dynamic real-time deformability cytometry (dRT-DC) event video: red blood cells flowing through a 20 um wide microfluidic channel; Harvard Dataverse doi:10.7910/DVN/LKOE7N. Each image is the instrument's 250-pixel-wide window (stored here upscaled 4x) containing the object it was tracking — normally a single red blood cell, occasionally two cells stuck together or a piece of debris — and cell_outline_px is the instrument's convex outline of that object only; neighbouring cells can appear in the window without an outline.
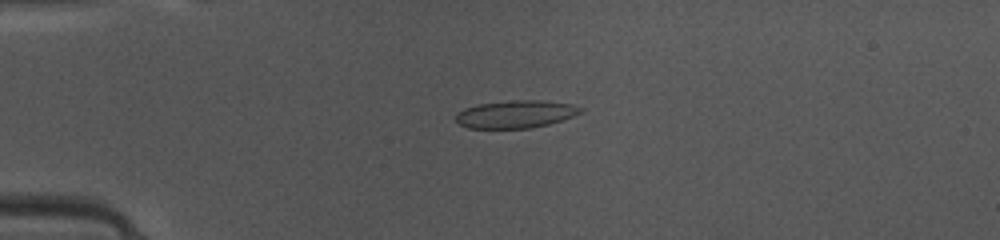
{"species": "common noctule bat (a hibernating species)", "species_latin": "Nyctalus noctula", "temperature_condition": "warm", "stored_images_in_passage": 48, "camera_frame_rate_fps": 3000, "um_per_image_px": 0.085, "animal": {"sex": "female", "body_mass_g": 10.0, "forearm_length_mm": 53.1}, "frame": {"image": 1, "passage_image": 12, "time_ms": 3.667, "image_size_px": [1000, 240], "cell_outline_px": [[584, 108], [580, 112], [572, 116], [548, 124], [528, 128], [468, 128], [460, 124], [456, 120], [456, 112], [464, 108], [480, 104], [512, 100], [540, 100], [572, 104]], "centroid_in_image_um": [43.81, 9.7], "position_along_channel_um": 41.2, "area_um2": 19.88}}
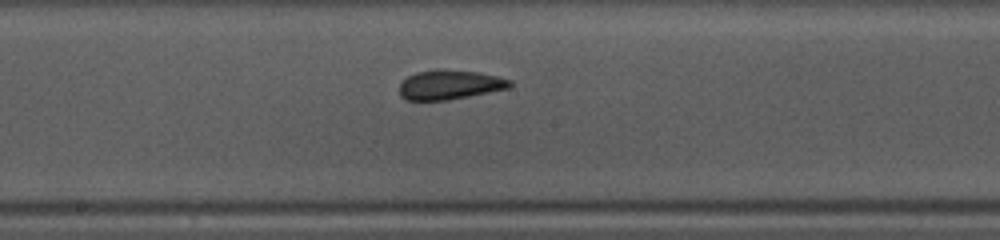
{"frame": {"image": 2, "passage_image": 26, "time_ms": 8.333, "image_size_px": [1000, 240], "cell_outline_px": [[512, 84], [508, 88], [448, 100], [408, 100], [400, 96], [400, 84], [408, 76], [416, 72], [436, 68], [444, 68], [480, 72], [512, 80]], "centroid_in_image_um": [38.21, 7.18], "position_along_channel_um": 210.0, "area_um2": 19.07}}
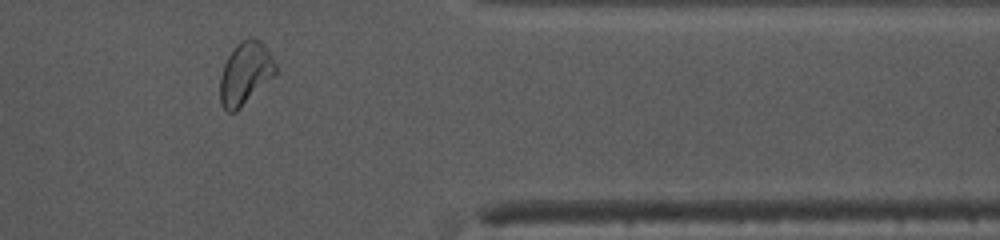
{"frame": {"image": 3, "passage_image": 40, "time_ms": 13.0, "image_size_px": [1000, 240], "cell_outline_px": [[276, 72], [236, 112], [228, 112], [220, 104], [220, 76], [224, 64], [228, 56], [236, 44], [240, 40], [248, 36], [252, 36], [260, 40], [268, 48], [276, 64]], "centroid_in_image_um": [20.83, 6.18], "position_along_channel_um": 390.6, "area_um2": 20.23}, "authors_computed_cell_mechanics": {"area_um2": 19.5653, "velocity_mm_per_s": 4.1423, "shape_relaxation_time_tau1_ms": 3.3527, "shape_relaxation_time_tau2_ms": 1.0226, "deformation_change_tau1": 0.1204, "deformation_change_tau2": 0.0736}}